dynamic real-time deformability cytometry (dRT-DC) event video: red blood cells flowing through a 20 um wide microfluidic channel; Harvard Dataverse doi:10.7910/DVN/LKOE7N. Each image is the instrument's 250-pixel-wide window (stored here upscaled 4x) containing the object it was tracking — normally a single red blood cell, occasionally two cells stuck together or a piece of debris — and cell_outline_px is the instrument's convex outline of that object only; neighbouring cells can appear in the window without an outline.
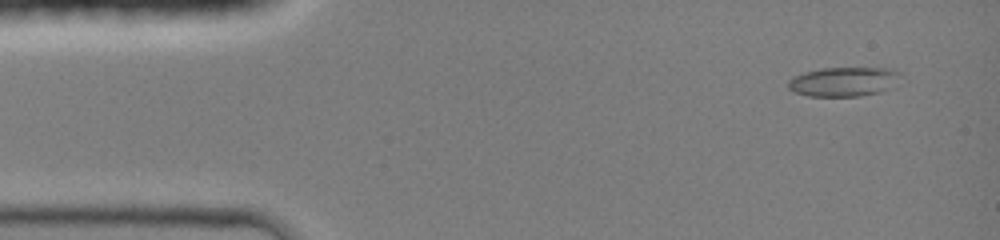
{"species": "common noctule bat (a hibernating species)", "species_latin": "Nyctalus noctula", "temperature_condition": "room temperature", "stored_images_in_passage": 45, "camera_frame_rate_fps": 3000, "um_per_image_px": 0.085, "animal": {"sex": "female", "body_mass_g": 19.0, "forearm_length_mm": 51.5}, "frame": {"image": 1, "passage_image": 3, "time_ms": 0.667, "image_size_px": [1000, 240], "cell_outline_px": [[900, 72], [892, 88], [880, 92], [860, 96], [808, 96], [796, 92], [788, 88], [788, 80], [792, 76], [804, 72], [820, 68], [892, 68]], "centroid_in_image_um": [71.69, 6.94], "position_along_channel_um": 13.3, "area_um2": 19.25}}
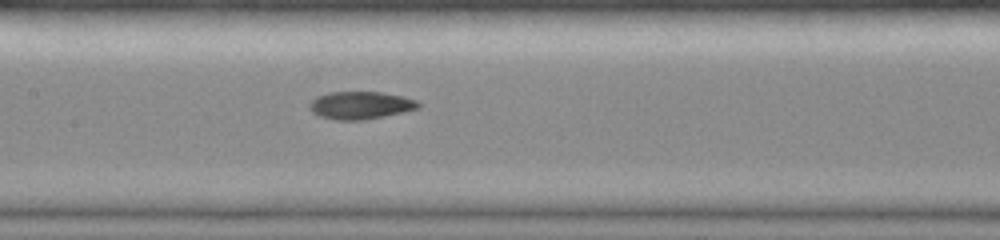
{"frame": {"image": 2, "passage_image": 21, "time_ms": 6.667, "image_size_px": [1000, 240], "cell_outline_px": [[420, 108], [404, 112], [364, 120], [336, 120], [320, 116], [312, 112], [308, 108], [308, 104], [316, 96], [328, 92], [380, 92], [404, 96], [416, 100], [420, 104]], "centroid_in_image_um": [30.63, 8.95], "position_along_channel_um": 176.8, "area_um2": 17.69}}
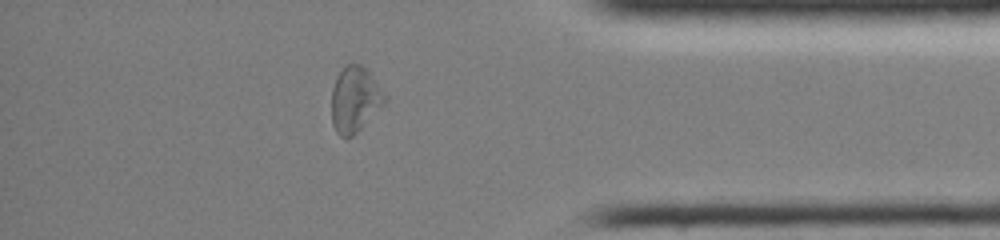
{"frame": {"image": 3, "passage_image": 38, "time_ms": 12.333, "image_size_px": [1000, 240], "cell_outline_px": [[388, 100], [352, 136], [340, 136], [336, 132], [332, 124], [332, 88], [336, 76], [348, 64], [360, 64], [368, 72], [388, 96]], "centroid_in_image_um": [30.16, 8.45], "position_along_channel_um": 405.0, "area_um2": 20.0}, "authors_computed_cell_mechanics": {"area_um2": 18.0914, "velocity_mm_per_s": 4.2729, "shape_relaxation_time_tau1_ms": null, "shape_relaxation_time_tau2_ms": 2.7842, "deformation_change_tau1": null, "deformation_change_tau2": 0.0779}}